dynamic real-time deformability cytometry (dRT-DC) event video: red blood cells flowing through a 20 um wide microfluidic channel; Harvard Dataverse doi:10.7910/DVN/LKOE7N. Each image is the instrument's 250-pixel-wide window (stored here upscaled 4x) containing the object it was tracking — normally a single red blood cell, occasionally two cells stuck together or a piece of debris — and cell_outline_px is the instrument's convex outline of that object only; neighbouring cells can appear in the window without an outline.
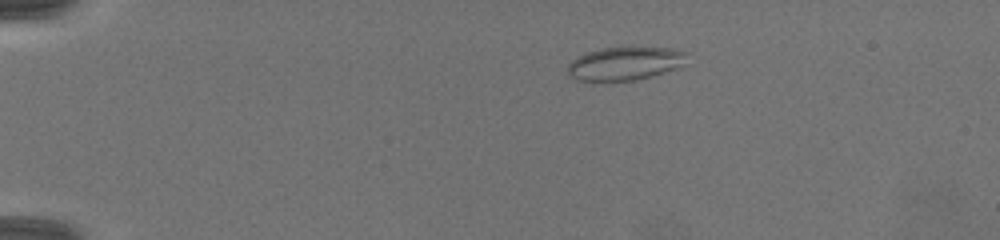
{"species": "common noctule bat (a hibernating species)", "species_latin": "Nyctalus noctula", "temperature_condition": "warm", "stored_images_in_passage": 44, "camera_frame_rate_fps": 3000, "um_per_image_px": 0.085, "animal": {"sex": "female", "body_mass_g": 19.5, "forearm_length_mm": 54.1}, "frame": {"image": 1, "passage_image": 4, "time_ms": 1.0, "image_size_px": [1000, 240], "cell_outline_px": [[688, 52], [684, 64], [676, 68], [652, 76], [636, 80], [576, 80], [568, 76], [568, 64], [572, 60], [588, 52], [600, 48], [668, 48]], "centroid_in_image_um": [53.12, 5.4], "position_along_channel_um": 31.9, "area_um2": 22.77}}
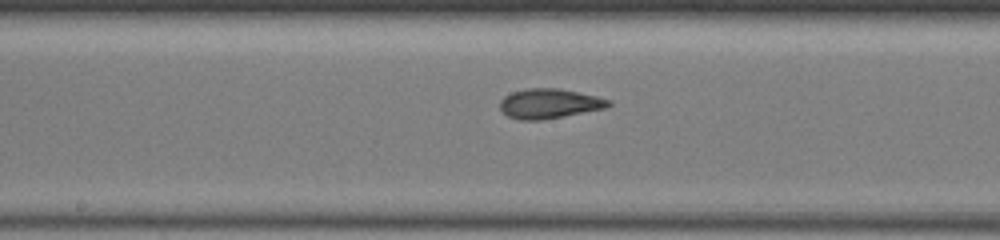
{"frame": {"image": 2, "passage_image": 30, "time_ms": 7.0, "image_size_px": [1000, 240], "cell_outline_px": [[612, 104], [604, 108], [540, 120], [520, 120], [508, 116], [500, 108], [500, 100], [504, 96], [512, 92], [528, 88], [560, 88], [596, 96], [612, 100]], "centroid_in_image_um": [46.68, 8.79], "position_along_channel_um": 201.5, "area_um2": 18.61}}
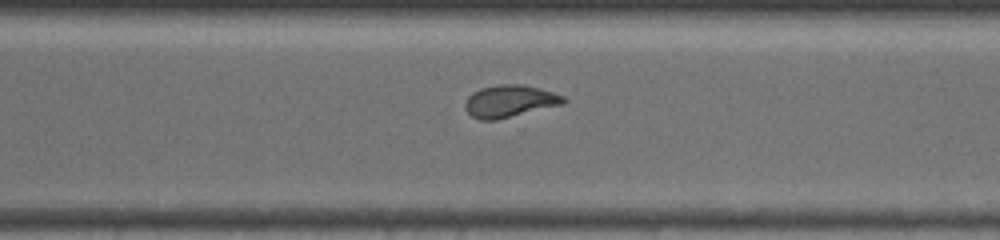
{"frame": {"image": 3, "passage_image": 43, "time_ms": 10.0, "image_size_px": [1000, 240], "cell_outline_px": [[568, 100], [564, 104], [496, 120], [480, 120], [472, 116], [464, 108], [464, 104], [468, 96], [472, 92], [480, 88], [496, 84], [520, 84], [540, 88], [564, 96]], "centroid_in_image_um": [43.32, 8.59], "position_along_channel_um": 327.3, "area_um2": 18.61}}